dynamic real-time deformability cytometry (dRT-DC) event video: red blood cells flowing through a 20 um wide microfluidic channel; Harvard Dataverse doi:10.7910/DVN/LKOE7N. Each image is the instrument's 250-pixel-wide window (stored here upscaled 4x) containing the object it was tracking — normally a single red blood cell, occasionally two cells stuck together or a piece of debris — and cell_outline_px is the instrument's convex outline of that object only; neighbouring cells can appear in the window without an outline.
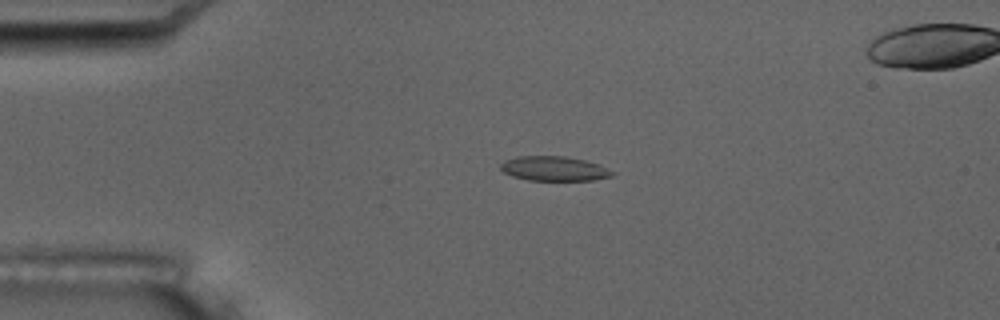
{"species": "common noctule bat (a hibernating species)", "species_latin": "Nyctalus noctula", "temperature_condition": "room temperature", "stored_images_in_passage": 7, "camera_frame_rate_fps": 3000, "um_per_image_px": 0.085, "animal": {"sex": "male", "body_mass_g": 17.5, "forearm_length_mm": 52.3}, "frame": {"image": 1, "passage_image": 5, "time_ms": 4.333, "image_size_px": [1000, 320], "cell_outline_px": [[616, 172], [612, 176], [592, 180], [528, 180], [512, 176], [504, 172], [500, 168], [500, 164], [504, 160], [516, 156], [568, 156], [600, 164]], "centroid_in_image_um": [47.11, 14.32], "position_along_channel_um": 37.9, "area_um2": 16.13}}